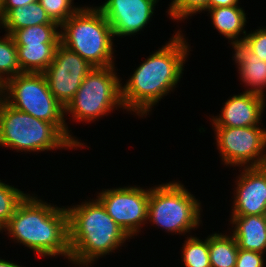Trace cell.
I'll return each instance as SVG.
<instances>
[{"label": "cell", "mask_w": 266, "mask_h": 267, "mask_svg": "<svg viewBox=\"0 0 266 267\" xmlns=\"http://www.w3.org/2000/svg\"><path fill=\"white\" fill-rule=\"evenodd\" d=\"M180 32L177 31L162 48L147 57L125 85H121L125 110L141 117L148 115L152 107L180 82L190 53V46Z\"/></svg>", "instance_id": "obj_1"}, {"label": "cell", "mask_w": 266, "mask_h": 267, "mask_svg": "<svg viewBox=\"0 0 266 267\" xmlns=\"http://www.w3.org/2000/svg\"><path fill=\"white\" fill-rule=\"evenodd\" d=\"M2 230L41 257L70 258L68 213L64 206L48 204L27 193Z\"/></svg>", "instance_id": "obj_2"}, {"label": "cell", "mask_w": 266, "mask_h": 267, "mask_svg": "<svg viewBox=\"0 0 266 267\" xmlns=\"http://www.w3.org/2000/svg\"><path fill=\"white\" fill-rule=\"evenodd\" d=\"M66 209L70 246L68 260L71 264L92 266L99 257L109 255L122 247L126 240L132 239L108 215L97 198Z\"/></svg>", "instance_id": "obj_3"}, {"label": "cell", "mask_w": 266, "mask_h": 267, "mask_svg": "<svg viewBox=\"0 0 266 267\" xmlns=\"http://www.w3.org/2000/svg\"><path fill=\"white\" fill-rule=\"evenodd\" d=\"M60 44L93 67L114 66L113 32L97 7H81L60 25Z\"/></svg>", "instance_id": "obj_4"}, {"label": "cell", "mask_w": 266, "mask_h": 267, "mask_svg": "<svg viewBox=\"0 0 266 267\" xmlns=\"http://www.w3.org/2000/svg\"><path fill=\"white\" fill-rule=\"evenodd\" d=\"M0 146L22 152L77 149L56 125L17 110L5 100L0 105Z\"/></svg>", "instance_id": "obj_5"}, {"label": "cell", "mask_w": 266, "mask_h": 267, "mask_svg": "<svg viewBox=\"0 0 266 267\" xmlns=\"http://www.w3.org/2000/svg\"><path fill=\"white\" fill-rule=\"evenodd\" d=\"M4 100L17 110L56 125L77 148L84 145L68 130L65 108L49 90L43 73H22L9 79L4 84Z\"/></svg>", "instance_id": "obj_6"}, {"label": "cell", "mask_w": 266, "mask_h": 267, "mask_svg": "<svg viewBox=\"0 0 266 267\" xmlns=\"http://www.w3.org/2000/svg\"><path fill=\"white\" fill-rule=\"evenodd\" d=\"M201 203L179 181L151 187L148 221L167 232L186 234L199 228Z\"/></svg>", "instance_id": "obj_7"}, {"label": "cell", "mask_w": 266, "mask_h": 267, "mask_svg": "<svg viewBox=\"0 0 266 267\" xmlns=\"http://www.w3.org/2000/svg\"><path fill=\"white\" fill-rule=\"evenodd\" d=\"M115 68L94 67L65 107V115L70 113L76 122H91L108 115L114 108L124 109L121 99L122 83Z\"/></svg>", "instance_id": "obj_8"}, {"label": "cell", "mask_w": 266, "mask_h": 267, "mask_svg": "<svg viewBox=\"0 0 266 267\" xmlns=\"http://www.w3.org/2000/svg\"><path fill=\"white\" fill-rule=\"evenodd\" d=\"M217 149L226 166L260 167L266 165V129L214 127ZM265 151V152H264Z\"/></svg>", "instance_id": "obj_9"}, {"label": "cell", "mask_w": 266, "mask_h": 267, "mask_svg": "<svg viewBox=\"0 0 266 267\" xmlns=\"http://www.w3.org/2000/svg\"><path fill=\"white\" fill-rule=\"evenodd\" d=\"M126 186L104 189L97 193L108 215L131 238L140 232L141 226L148 223L149 188Z\"/></svg>", "instance_id": "obj_10"}, {"label": "cell", "mask_w": 266, "mask_h": 267, "mask_svg": "<svg viewBox=\"0 0 266 267\" xmlns=\"http://www.w3.org/2000/svg\"><path fill=\"white\" fill-rule=\"evenodd\" d=\"M94 67L77 53L59 44L54 59L43 72L51 93L65 108Z\"/></svg>", "instance_id": "obj_11"}, {"label": "cell", "mask_w": 266, "mask_h": 267, "mask_svg": "<svg viewBox=\"0 0 266 267\" xmlns=\"http://www.w3.org/2000/svg\"><path fill=\"white\" fill-rule=\"evenodd\" d=\"M159 0H107L97 7L107 19L113 35H136L149 23Z\"/></svg>", "instance_id": "obj_12"}, {"label": "cell", "mask_w": 266, "mask_h": 267, "mask_svg": "<svg viewBox=\"0 0 266 267\" xmlns=\"http://www.w3.org/2000/svg\"><path fill=\"white\" fill-rule=\"evenodd\" d=\"M237 178L231 216L266 215V165L244 167Z\"/></svg>", "instance_id": "obj_13"}, {"label": "cell", "mask_w": 266, "mask_h": 267, "mask_svg": "<svg viewBox=\"0 0 266 267\" xmlns=\"http://www.w3.org/2000/svg\"><path fill=\"white\" fill-rule=\"evenodd\" d=\"M265 97L252 92H242L228 99L219 116L212 117L213 127H248L260 125L265 110Z\"/></svg>", "instance_id": "obj_14"}, {"label": "cell", "mask_w": 266, "mask_h": 267, "mask_svg": "<svg viewBox=\"0 0 266 267\" xmlns=\"http://www.w3.org/2000/svg\"><path fill=\"white\" fill-rule=\"evenodd\" d=\"M234 49L233 60L238 67L241 81L251 88L246 92L265 95L266 88V62L260 60L244 42L230 43Z\"/></svg>", "instance_id": "obj_15"}, {"label": "cell", "mask_w": 266, "mask_h": 267, "mask_svg": "<svg viewBox=\"0 0 266 267\" xmlns=\"http://www.w3.org/2000/svg\"><path fill=\"white\" fill-rule=\"evenodd\" d=\"M231 235L239 249L266 252V215L231 216ZM235 225V226H234Z\"/></svg>", "instance_id": "obj_16"}, {"label": "cell", "mask_w": 266, "mask_h": 267, "mask_svg": "<svg viewBox=\"0 0 266 267\" xmlns=\"http://www.w3.org/2000/svg\"><path fill=\"white\" fill-rule=\"evenodd\" d=\"M210 13L214 28L218 32L224 35L225 38L231 40V43L243 42L245 35L247 34L244 30V26L247 23L246 13L239 5L227 6V7H216L207 9ZM243 33L244 36L240 37Z\"/></svg>", "instance_id": "obj_17"}, {"label": "cell", "mask_w": 266, "mask_h": 267, "mask_svg": "<svg viewBox=\"0 0 266 267\" xmlns=\"http://www.w3.org/2000/svg\"><path fill=\"white\" fill-rule=\"evenodd\" d=\"M40 24H58L50 19L39 1L28 6L10 10L1 20L0 27H4L7 34L12 35L16 30Z\"/></svg>", "instance_id": "obj_18"}, {"label": "cell", "mask_w": 266, "mask_h": 267, "mask_svg": "<svg viewBox=\"0 0 266 267\" xmlns=\"http://www.w3.org/2000/svg\"><path fill=\"white\" fill-rule=\"evenodd\" d=\"M59 44L16 45L22 73H43L52 63Z\"/></svg>", "instance_id": "obj_19"}, {"label": "cell", "mask_w": 266, "mask_h": 267, "mask_svg": "<svg viewBox=\"0 0 266 267\" xmlns=\"http://www.w3.org/2000/svg\"><path fill=\"white\" fill-rule=\"evenodd\" d=\"M211 267H235L238 255L237 242L232 235L212 233L208 236Z\"/></svg>", "instance_id": "obj_20"}, {"label": "cell", "mask_w": 266, "mask_h": 267, "mask_svg": "<svg viewBox=\"0 0 266 267\" xmlns=\"http://www.w3.org/2000/svg\"><path fill=\"white\" fill-rule=\"evenodd\" d=\"M59 24H40L16 30L11 36L16 45L60 44Z\"/></svg>", "instance_id": "obj_21"}, {"label": "cell", "mask_w": 266, "mask_h": 267, "mask_svg": "<svg viewBox=\"0 0 266 267\" xmlns=\"http://www.w3.org/2000/svg\"><path fill=\"white\" fill-rule=\"evenodd\" d=\"M18 74H22V71L18 62L17 46L13 37L6 33L4 38H0V82L5 84Z\"/></svg>", "instance_id": "obj_22"}, {"label": "cell", "mask_w": 266, "mask_h": 267, "mask_svg": "<svg viewBox=\"0 0 266 267\" xmlns=\"http://www.w3.org/2000/svg\"><path fill=\"white\" fill-rule=\"evenodd\" d=\"M182 261L185 267H211L208 247V237L202 241L197 237H187L181 249Z\"/></svg>", "instance_id": "obj_23"}, {"label": "cell", "mask_w": 266, "mask_h": 267, "mask_svg": "<svg viewBox=\"0 0 266 267\" xmlns=\"http://www.w3.org/2000/svg\"><path fill=\"white\" fill-rule=\"evenodd\" d=\"M26 193L0 180V228L2 229L13 216L18 204L26 197Z\"/></svg>", "instance_id": "obj_24"}, {"label": "cell", "mask_w": 266, "mask_h": 267, "mask_svg": "<svg viewBox=\"0 0 266 267\" xmlns=\"http://www.w3.org/2000/svg\"><path fill=\"white\" fill-rule=\"evenodd\" d=\"M50 19L59 25L68 20L81 7H74L73 0H38Z\"/></svg>", "instance_id": "obj_25"}, {"label": "cell", "mask_w": 266, "mask_h": 267, "mask_svg": "<svg viewBox=\"0 0 266 267\" xmlns=\"http://www.w3.org/2000/svg\"><path fill=\"white\" fill-rule=\"evenodd\" d=\"M208 9V0H172L169 5L168 15L172 20H179L193 16L197 12Z\"/></svg>", "instance_id": "obj_26"}, {"label": "cell", "mask_w": 266, "mask_h": 267, "mask_svg": "<svg viewBox=\"0 0 266 267\" xmlns=\"http://www.w3.org/2000/svg\"><path fill=\"white\" fill-rule=\"evenodd\" d=\"M243 42L260 60L266 62V27H259L245 35Z\"/></svg>", "instance_id": "obj_27"}, {"label": "cell", "mask_w": 266, "mask_h": 267, "mask_svg": "<svg viewBox=\"0 0 266 267\" xmlns=\"http://www.w3.org/2000/svg\"><path fill=\"white\" fill-rule=\"evenodd\" d=\"M263 255L256 251L239 249L235 267H264Z\"/></svg>", "instance_id": "obj_28"}, {"label": "cell", "mask_w": 266, "mask_h": 267, "mask_svg": "<svg viewBox=\"0 0 266 267\" xmlns=\"http://www.w3.org/2000/svg\"><path fill=\"white\" fill-rule=\"evenodd\" d=\"M37 1L38 0H3L2 18L14 8L28 6L30 3Z\"/></svg>", "instance_id": "obj_29"}, {"label": "cell", "mask_w": 266, "mask_h": 267, "mask_svg": "<svg viewBox=\"0 0 266 267\" xmlns=\"http://www.w3.org/2000/svg\"><path fill=\"white\" fill-rule=\"evenodd\" d=\"M239 0H208V9L239 5Z\"/></svg>", "instance_id": "obj_30"}, {"label": "cell", "mask_w": 266, "mask_h": 267, "mask_svg": "<svg viewBox=\"0 0 266 267\" xmlns=\"http://www.w3.org/2000/svg\"><path fill=\"white\" fill-rule=\"evenodd\" d=\"M0 267H22L16 263L10 262L8 260L0 259Z\"/></svg>", "instance_id": "obj_31"}, {"label": "cell", "mask_w": 266, "mask_h": 267, "mask_svg": "<svg viewBox=\"0 0 266 267\" xmlns=\"http://www.w3.org/2000/svg\"><path fill=\"white\" fill-rule=\"evenodd\" d=\"M4 101V84L0 83V105Z\"/></svg>", "instance_id": "obj_32"}, {"label": "cell", "mask_w": 266, "mask_h": 267, "mask_svg": "<svg viewBox=\"0 0 266 267\" xmlns=\"http://www.w3.org/2000/svg\"><path fill=\"white\" fill-rule=\"evenodd\" d=\"M3 0H0V20L2 19Z\"/></svg>", "instance_id": "obj_33"}]
</instances>
